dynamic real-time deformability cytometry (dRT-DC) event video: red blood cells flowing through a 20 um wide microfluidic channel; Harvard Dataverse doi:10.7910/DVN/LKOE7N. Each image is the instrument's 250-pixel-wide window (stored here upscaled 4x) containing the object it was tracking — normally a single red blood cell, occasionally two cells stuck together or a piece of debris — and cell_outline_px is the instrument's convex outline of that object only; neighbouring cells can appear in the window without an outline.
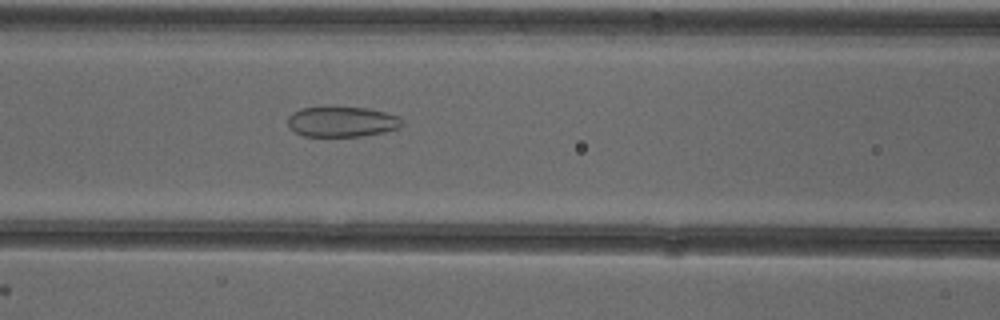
{"species": "common noctule bat (a hibernating species)", "species_latin": "Nyctalus noctula", "temperature_condition": "cold", "stored_images_in_passage": 53, "camera_frame_rate_fps": 3000, "um_per_image_px": 0.085, "animal": {"sex": "female"}, "frame": {"image": 1, "passage_image": 23, "time_ms": 7.333, "image_size_px": [1000, 320], "cell_outline_px": [[404, 124], [400, 128], [384, 132], [360, 136], [304, 136], [296, 132], [288, 124], [288, 116], [292, 112], [300, 108], [328, 104], [332, 104], [368, 108], [384, 112], [396, 116]], "centroid_in_image_um": [29.02, 10.29], "position_along_channel_um": 137.6, "area_um2": 20.87}}
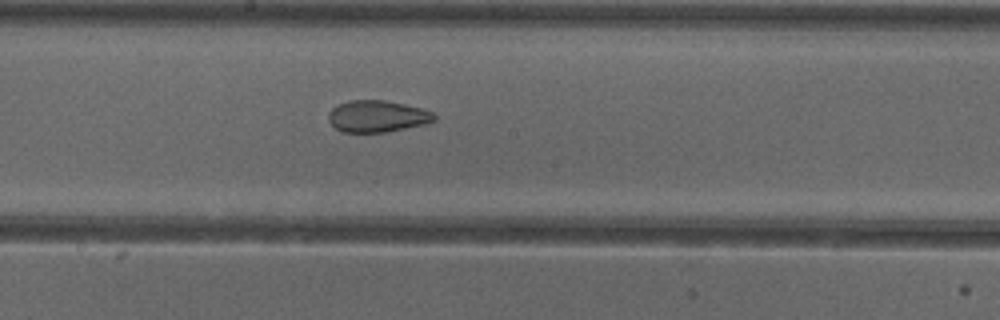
{"frame": {"image": 2, "passage_image": 29, "time_ms": 9.333, "image_size_px": [1000, 320], "cell_outline_px": [[436, 120], [424, 124], [384, 132], [344, 132], [336, 128], [328, 120], [328, 112], [332, 108], [340, 104], [352, 100], [384, 100], [404, 104], [420, 108], [432, 112], [436, 116]], "centroid_in_image_um": [32.05, 9.88], "position_along_channel_um": 216.1, "area_um2": 19.31}}
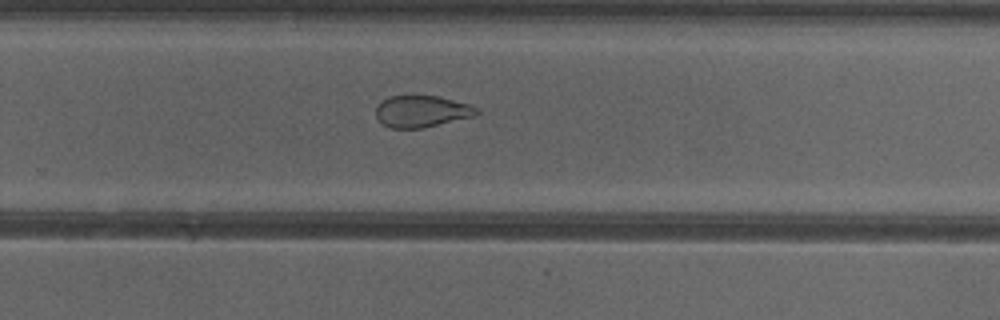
{"frame": {"image": 3, "passage_image": 35, "time_ms": 11.333, "image_size_px": [1000, 320], "cell_outline_px": [[480, 112], [476, 116], [424, 128], [388, 128], [376, 120], [376, 108], [380, 100], [388, 96], [440, 96], [468, 104], [476, 108]], "centroid_in_image_um": [35.81, 9.47], "position_along_channel_um": 294.0, "area_um2": 18.9}, "authors_computed_cell_mechanics": {"area_um2": 24.9118, "velocity_mm_per_s": 3.9188, "shape_relaxation_time_tau1_ms": null, "shape_relaxation_time_tau2_ms": 1.988, "deformation_change_tau1": null, "deformation_change_tau2": 0.0895}}